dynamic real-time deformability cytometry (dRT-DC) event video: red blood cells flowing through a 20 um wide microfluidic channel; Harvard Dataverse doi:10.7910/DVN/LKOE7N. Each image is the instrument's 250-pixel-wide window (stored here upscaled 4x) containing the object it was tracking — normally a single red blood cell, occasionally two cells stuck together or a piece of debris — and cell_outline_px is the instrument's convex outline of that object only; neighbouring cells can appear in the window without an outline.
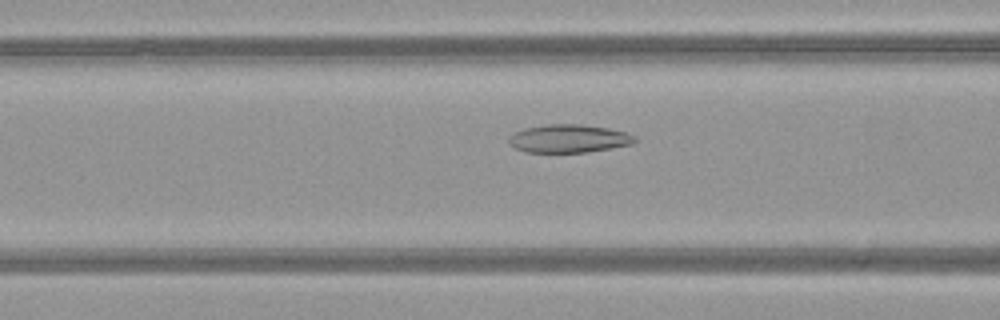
{"species": "common noctule bat (a hibernating species)", "species_latin": "Nyctalus noctula", "temperature_condition": "warm", "stored_images_in_passage": 25, "camera_frame_rate_fps": 3000, "um_per_image_px": 0.085, "animal": {"sex": "female", "body_mass_g": 21.9}, "frame": {"image": 1, "passage_image": 4, "time_ms": 1.0, "image_size_px": [1000, 320], "cell_outline_px": [[636, 140], [632, 144], [612, 148], [588, 152], [524, 152], [508, 144], [508, 136], [512, 132], [524, 128], [548, 124], [580, 124], [608, 128], [624, 132], [636, 136]], "centroid_in_image_um": [48.3, 11.78], "position_along_channel_um": 118.3, "area_um2": 20.81}}
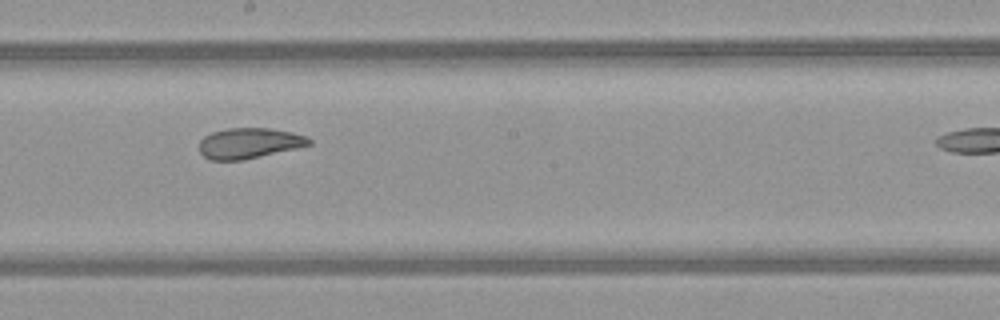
{"frame": {"image": 2, "passage_image": 12, "time_ms": 3.667, "image_size_px": [1000, 320], "cell_outline_px": [[312, 144], [296, 148], [244, 160], [208, 160], [200, 152], [200, 140], [204, 136], [212, 132], [228, 128], [268, 128], [292, 132], [304, 136], [312, 140]], "centroid_in_image_um": [21.16, 12.17], "position_along_channel_um": 227.0, "area_um2": 19.48}}
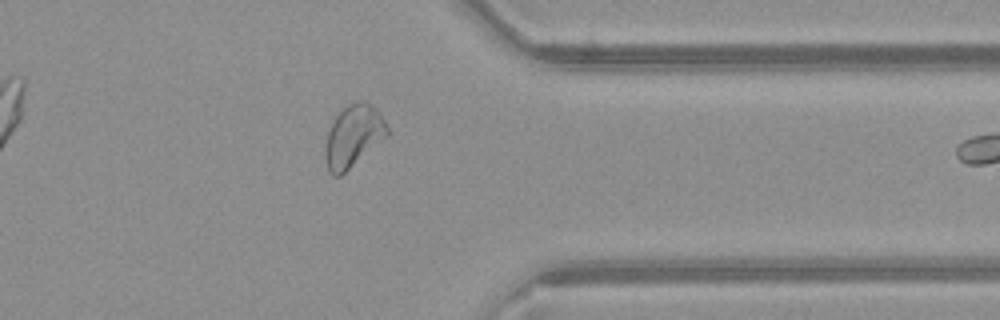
{"frame": {"image": 3, "passage_image": 24, "time_ms": 7.667, "image_size_px": [1000, 320], "cell_outline_px": [[388, 136], [340, 176], [332, 176], [328, 172], [324, 156], [324, 148], [328, 132], [336, 116], [344, 104], [356, 100], [364, 100], [376, 108], [384, 120], [388, 128]], "centroid_in_image_um": [30.01, 11.55], "position_along_channel_um": 381.4, "area_um2": 22.66}}